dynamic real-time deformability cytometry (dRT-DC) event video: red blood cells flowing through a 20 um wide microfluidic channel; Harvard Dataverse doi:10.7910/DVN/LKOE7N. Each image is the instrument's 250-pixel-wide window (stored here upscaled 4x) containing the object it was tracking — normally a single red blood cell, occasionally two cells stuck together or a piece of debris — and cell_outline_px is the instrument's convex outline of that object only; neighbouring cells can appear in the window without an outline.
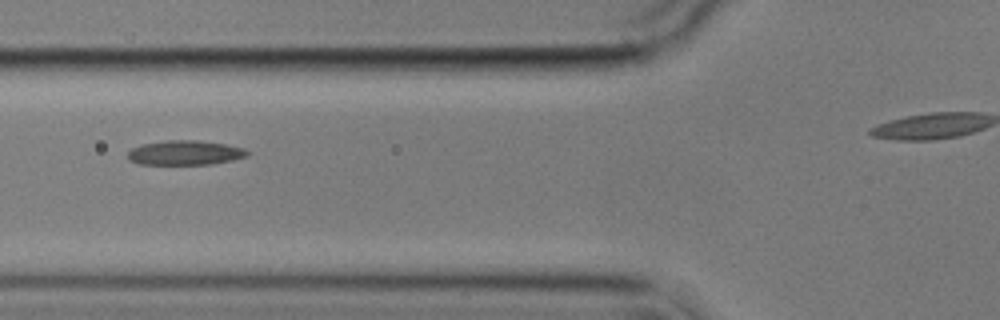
{"species": "common noctule bat (a hibernating species)", "species_latin": "Nyctalus noctula", "temperature_condition": "cold", "stored_images_in_passage": 3, "segment_of_instrument_passage": [1, 2], "camera_frame_rate_fps": 3000, "um_per_image_px": 0.085, "animal": {"sex": "male", "body_mass_g": 17.9}, "frame": {"image": 1, "passage_image": 2, "time_ms": 1.333, "image_size_px": [1000, 320], "cell_outline_px": [[248, 156], [232, 160], [212, 164], [140, 164], [128, 160], [128, 152], [132, 148], [144, 144], [168, 140], [196, 140], [224, 144], [244, 148], [248, 152]], "centroid_in_image_um": [15.73, 12.99], "position_along_channel_um": 110.1, "area_um2": 16.94}}